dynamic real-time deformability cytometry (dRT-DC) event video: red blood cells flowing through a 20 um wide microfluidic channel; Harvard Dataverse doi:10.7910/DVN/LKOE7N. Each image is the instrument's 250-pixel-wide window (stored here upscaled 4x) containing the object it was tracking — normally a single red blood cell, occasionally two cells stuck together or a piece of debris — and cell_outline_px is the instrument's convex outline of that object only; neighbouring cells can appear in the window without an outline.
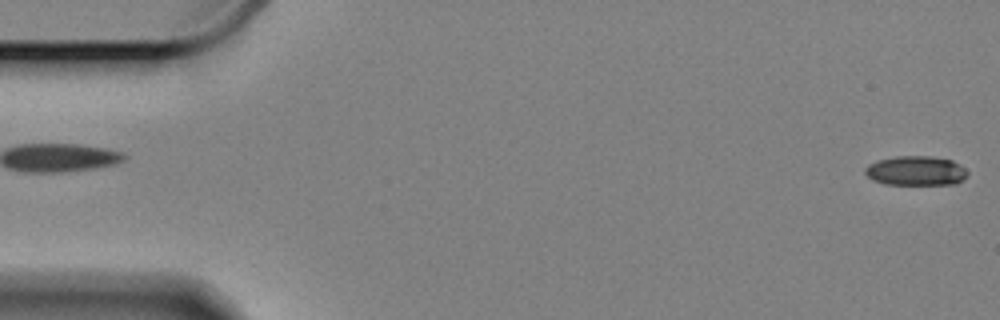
{"species": "Egyptian fruit bat (a non-hibernating species)", "species_latin": "Rousettus aegyptiacus", "temperature_condition": "cold", "stored_images_in_passage": 13, "camera_frame_rate_fps": 3000, "um_per_image_px": 0.085, "animal": {"sex": "female"}, "frame": {"image": 1, "passage_image": 1, "time_ms": 0.0, "image_size_px": [1000, 320], "cell_outline_px": [[968, 176], [964, 180], [956, 184], [884, 184], [872, 180], [864, 172], [864, 168], [868, 164], [876, 160], [896, 156], [928, 156], [952, 160], [960, 164], [968, 172]], "centroid_in_image_um": [77.85, 14.51], "position_along_channel_um": 7.2, "area_um2": 17.8}}